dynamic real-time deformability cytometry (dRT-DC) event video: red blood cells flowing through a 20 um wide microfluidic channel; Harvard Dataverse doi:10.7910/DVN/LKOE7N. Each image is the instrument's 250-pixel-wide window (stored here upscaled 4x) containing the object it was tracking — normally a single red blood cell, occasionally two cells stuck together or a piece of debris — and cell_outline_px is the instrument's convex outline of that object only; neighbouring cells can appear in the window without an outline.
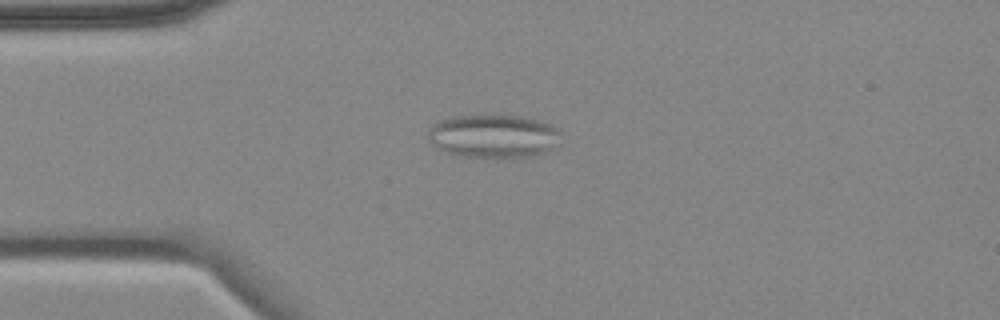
{"species": "common noctule bat (a hibernating species)", "species_latin": "Nyctalus noctula", "temperature_condition": "cold", "stored_images_in_passage": 4, "camera_frame_rate_fps": 3000, "um_per_image_px": 0.085, "animal": {"sex": "female", "body_mass_g": 18.4}, "frame": {"image": 1, "passage_image": 4, "time_ms": 3.667, "image_size_px": [1000, 320], "cell_outline_px": [[560, 144], [544, 152], [528, 156], [464, 156], [448, 152], [436, 148], [428, 140], [428, 132], [440, 120], [452, 116], [520, 116], [552, 124], [560, 128]], "centroid_in_image_um": [41.98, 11.56], "position_along_channel_um": 43.0, "area_um2": 33.0}}